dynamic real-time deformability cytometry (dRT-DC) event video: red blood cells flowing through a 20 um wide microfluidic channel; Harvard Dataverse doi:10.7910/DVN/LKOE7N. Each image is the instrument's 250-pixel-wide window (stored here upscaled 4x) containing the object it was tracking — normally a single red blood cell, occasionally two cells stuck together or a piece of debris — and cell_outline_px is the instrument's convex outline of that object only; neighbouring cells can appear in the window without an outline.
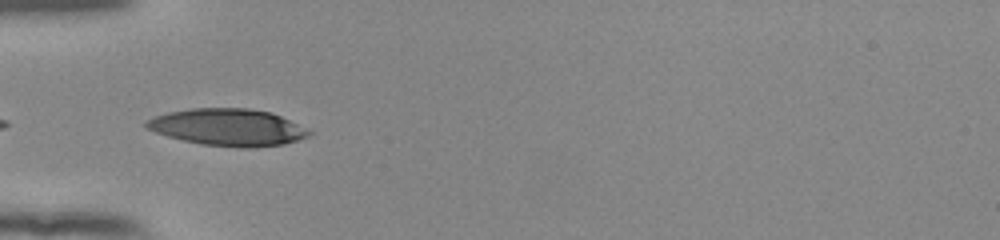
{"species": "human", "species_latin": "Homo sapiens", "temperature_condition": "room temperature", "stored_images_in_passage": 36, "camera_frame_rate_fps": 3000, "um_per_image_px": 0.085, "donor": {"sex": "female"}, "frame": {"image": 1, "passage_image": 1, "time_ms": 0.0, "image_size_px": [1000, 240], "cell_outline_px": [[312, 132], [308, 136], [284, 144], [252, 148], [236, 148], [200, 144], [168, 136], [144, 128], [144, 124], [148, 120], [156, 116], [168, 112], [192, 108], [248, 108], [272, 112]], "centroid_in_image_um": [19.34, 10.82], "position_along_channel_um": 65.7, "area_um2": 34.91}}
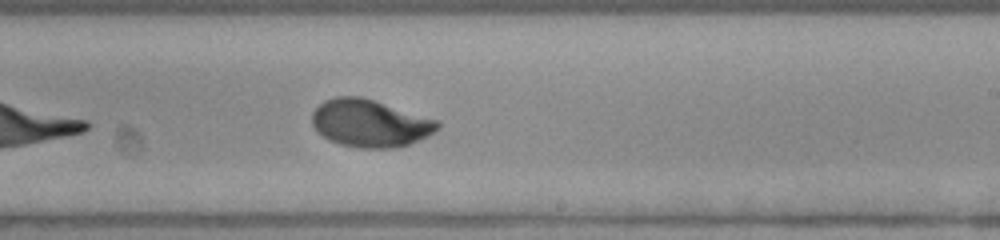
{"frame": {"image": 2, "passage_image": 16, "time_ms": 5.0, "image_size_px": [1000, 240], "cell_outline_px": [[440, 128], [436, 132], [420, 140], [396, 148], [360, 148], [340, 144], [328, 140], [316, 132], [312, 124], [312, 112], [324, 100], [336, 96], [360, 96], [440, 120]], "centroid_in_image_um": [31.46, 10.48], "position_along_channel_um": 257.5, "area_um2": 35.08}}
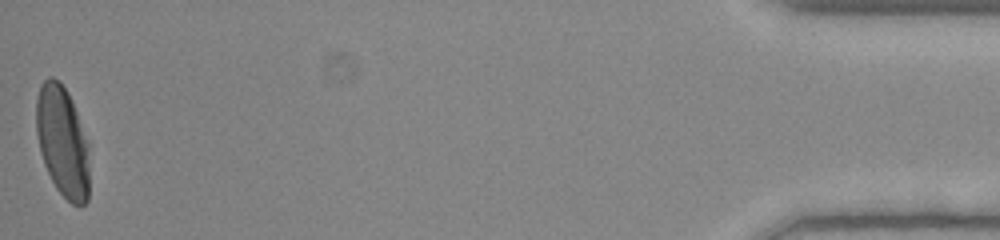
{"frame": {"image": 3, "passage_image": 36, "time_ms": 11.667, "image_size_px": [1000, 240], "cell_outline_px": [[88, 200], [80, 208], [72, 204], [56, 188], [44, 164], [40, 152], [36, 132], [36, 100], [40, 84], [48, 76], [52, 76], [60, 80], [68, 92], [72, 100], [88, 144]], "centroid_in_image_um": [5.3, 12.0], "position_along_channel_um": 429.9, "area_um2": 34.45}, "authors_computed_cell_mechanics": {"area_um2": 34.6511, "velocity_mm_per_s": 3.8952, "shape_relaxation_time_tau1_ms": 3.7112, "shape_relaxation_time_tau2_ms": null, "deformation_change_tau1": 0.2063, "deformation_change_tau2": null}}